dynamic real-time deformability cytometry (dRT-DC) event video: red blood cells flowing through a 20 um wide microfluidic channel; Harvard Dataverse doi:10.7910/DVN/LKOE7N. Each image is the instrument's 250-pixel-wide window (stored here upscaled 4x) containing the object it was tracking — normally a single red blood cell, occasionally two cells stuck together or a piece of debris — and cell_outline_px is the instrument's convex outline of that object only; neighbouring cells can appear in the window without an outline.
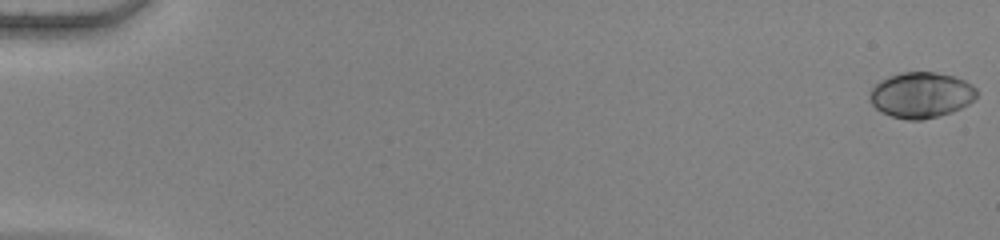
{"species": "human", "species_latin": "Homo sapiens", "temperature_condition": "warm", "stored_images_in_passage": 55, "camera_frame_rate_fps": 3000, "um_per_image_px": 0.085, "donor": {"sex": "female"}, "frame": {"image": 1, "passage_image": 1, "time_ms": 0.0, "image_size_px": [1000, 240], "cell_outline_px": [[976, 96], [968, 104], [952, 112], [940, 116], [920, 120], [908, 120], [892, 116], [880, 112], [868, 100], [868, 96], [872, 88], [880, 80], [888, 76], [900, 72], [936, 72], [956, 76], [972, 84], [976, 88]], "centroid_in_image_um": [78.27, 8.07], "position_along_channel_um": 6.7, "area_um2": 28.73}}
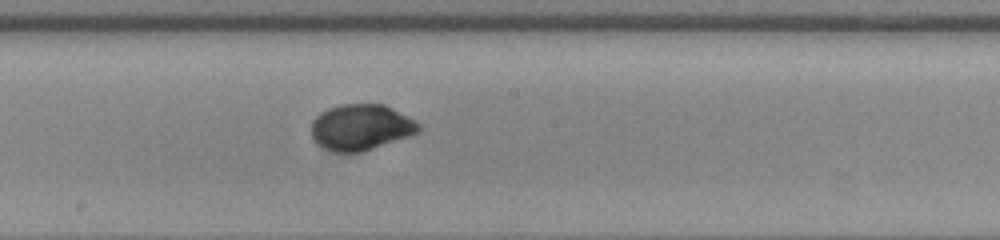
{"frame": {"image": 2, "passage_image": 32, "time_ms": 10.333, "image_size_px": [1000, 240], "cell_outline_px": [[420, 132], [364, 152], [332, 152], [324, 148], [312, 136], [312, 120], [320, 112], [328, 108], [340, 104], [384, 104], [392, 108], [420, 124]], "centroid_in_image_um": [30.67, 10.82], "position_along_channel_um": 217.5, "area_um2": 28.67}}
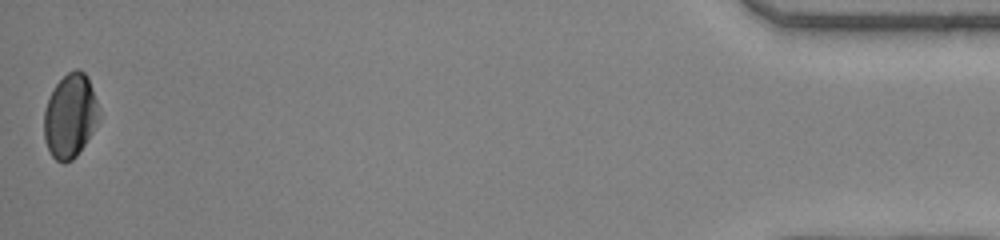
{"frame": {"image": 3, "passage_image": 55, "time_ms": 18.0, "image_size_px": [1000, 240], "cell_outline_px": [[100, 120], [76, 156], [72, 160], [64, 164], [56, 160], [52, 156], [44, 140], [44, 112], [48, 100], [56, 84], [68, 72], [76, 68], [84, 72], [88, 76], [96, 100]], "centroid_in_image_um": [5.96, 9.86], "position_along_channel_um": 429.2, "area_um2": 26.7}, "authors_computed_cell_mechanics": {"area_um2": 27.6284, "velocity_mm_per_s": 3.8698, "shape_relaxation_time_tau1_ms": 3.4082, "shape_relaxation_time_tau2_ms": null, "deformation_change_tau1": 0.1652, "deformation_change_tau2": null}}